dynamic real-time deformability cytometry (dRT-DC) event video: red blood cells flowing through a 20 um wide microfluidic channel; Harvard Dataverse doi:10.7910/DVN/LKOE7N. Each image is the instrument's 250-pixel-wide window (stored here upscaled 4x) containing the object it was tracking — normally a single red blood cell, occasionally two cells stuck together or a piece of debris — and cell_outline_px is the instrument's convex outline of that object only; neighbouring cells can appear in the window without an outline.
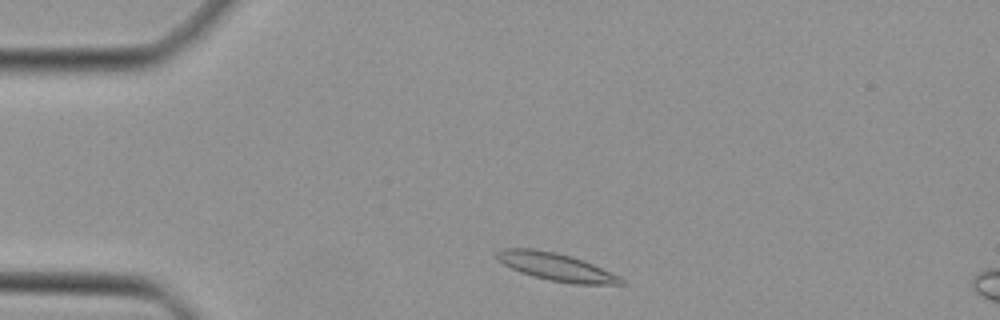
{"species": "Egyptian fruit bat (a non-hibernating species)", "species_latin": "Rousettus aegyptiacus", "temperature_condition": "cold", "stored_images_in_passage": 39, "camera_frame_rate_fps": 3000, "um_per_image_px": 0.085, "animal": {"sex": "female"}, "frame": {"image": 1, "passage_image": 2, "time_ms": 0.333, "image_size_px": [1000, 320], "cell_outline_px": [[628, 284], [572, 284], [548, 280], [520, 272], [496, 260], [496, 252], [500, 248], [536, 248], [556, 252], [584, 260], [620, 276]], "centroid_in_image_um": [47.26, 22.67], "position_along_channel_um": 37.7, "area_um2": 20.23}}
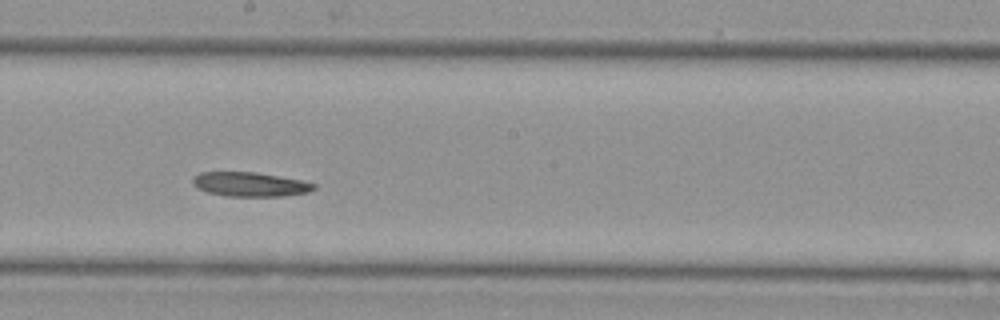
{"frame": {"image": 2, "passage_image": 18, "time_ms": 5.667, "image_size_px": [1000, 320], "cell_outline_px": [[316, 188], [308, 192], [284, 196], [228, 196], [208, 192], [196, 188], [192, 184], [192, 176], [200, 172], [256, 172], [300, 180], [316, 184]], "centroid_in_image_um": [21.21, 15.66], "position_along_channel_um": 227.0, "area_um2": 17.17}}
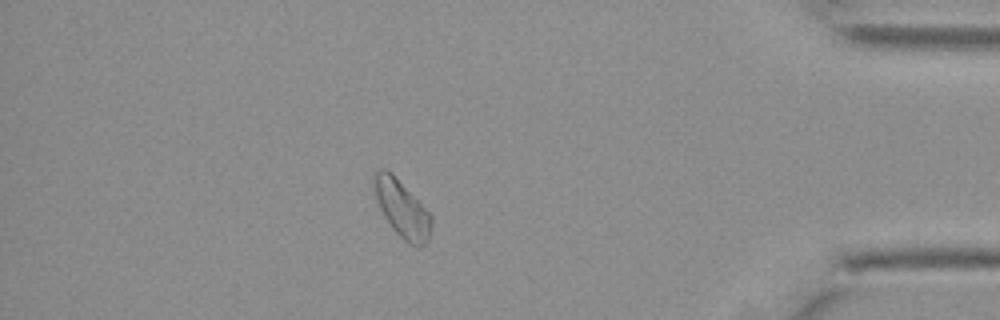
{"frame": {"image": 3, "passage_image": 33, "time_ms": 10.667, "image_size_px": [1000, 320], "cell_outline_px": [[432, 224], [428, 240], [420, 248], [416, 248], [408, 244], [392, 228], [384, 216], [376, 200], [372, 184], [372, 172], [380, 168], [384, 168], [392, 172], [432, 216]], "centroid_in_image_um": [34.13, 17.72], "position_along_channel_um": 401.1, "area_um2": 19.31}}